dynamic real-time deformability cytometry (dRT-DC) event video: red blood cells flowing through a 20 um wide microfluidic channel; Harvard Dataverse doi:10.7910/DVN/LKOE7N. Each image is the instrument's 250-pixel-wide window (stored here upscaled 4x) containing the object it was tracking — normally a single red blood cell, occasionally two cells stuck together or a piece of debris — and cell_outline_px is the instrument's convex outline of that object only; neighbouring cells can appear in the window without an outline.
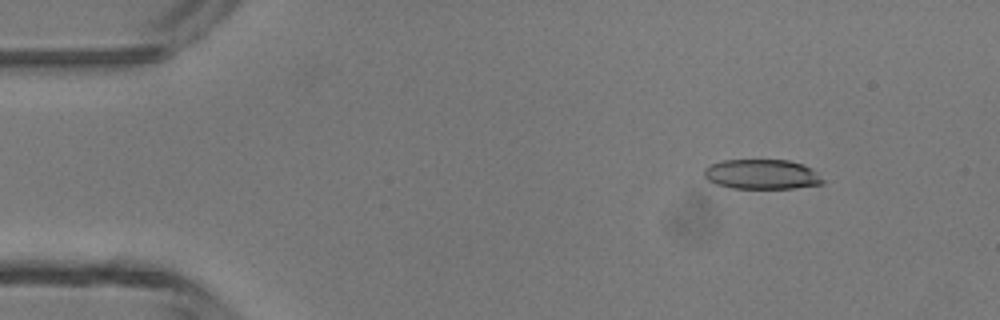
{"species": "common noctule bat (a hibernating species)", "species_latin": "Nyctalus noctula", "temperature_condition": "room temperature", "stored_images_in_passage": 4, "camera_frame_rate_fps": 3000, "um_per_image_px": 0.085, "animal": {"sex": "male", "body_mass_g": 13.3}, "frame": {"image": 1, "passage_image": 2, "time_ms": 1.333, "image_size_px": [1000, 320], "cell_outline_px": [[824, 184], [796, 188], [732, 188], [716, 184], [708, 180], [704, 176], [704, 168], [712, 164], [724, 160], [788, 160], [804, 164], [812, 168], [824, 180]], "centroid_in_image_um": [64.78, 14.82], "position_along_channel_um": 20.2, "area_um2": 20.69}}